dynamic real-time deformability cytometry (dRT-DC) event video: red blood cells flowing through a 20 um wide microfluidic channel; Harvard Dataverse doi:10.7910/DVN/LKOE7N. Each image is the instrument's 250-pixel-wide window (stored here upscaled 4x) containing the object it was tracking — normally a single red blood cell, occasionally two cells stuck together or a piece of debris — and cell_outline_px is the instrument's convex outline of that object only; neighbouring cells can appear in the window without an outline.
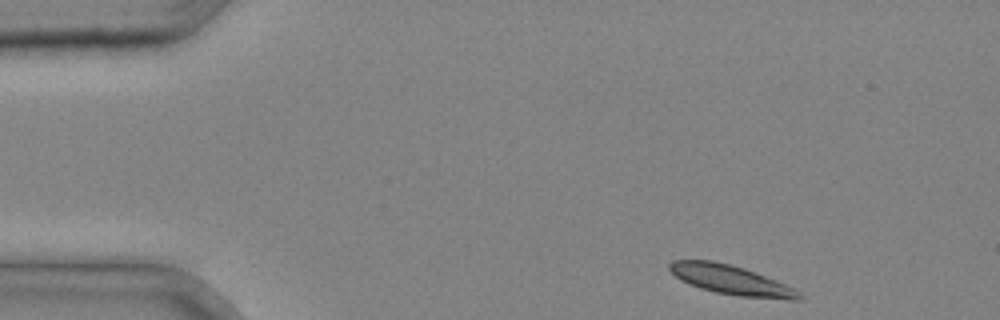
{"species": "common noctule bat (a hibernating species)", "species_latin": "Nyctalus noctula", "temperature_condition": "cold", "stored_images_in_passage": 33, "camera_frame_rate_fps": 3000, "um_per_image_px": 0.085, "animal": {"sex": "male", "body_mass_g": 20.4}, "frame": {"image": 1, "passage_image": 1, "time_ms": 0.0, "image_size_px": [1000, 320], "cell_outline_px": [[804, 296], [800, 300], [788, 300], [740, 296], [716, 292], [700, 288], [688, 284], [680, 280], [668, 268], [668, 264], [672, 260], [712, 260], [744, 268], [756, 272], [776, 280], [800, 292]], "centroid_in_image_um": [62.14, 23.8], "position_along_channel_um": 22.9, "area_um2": 22.2}}
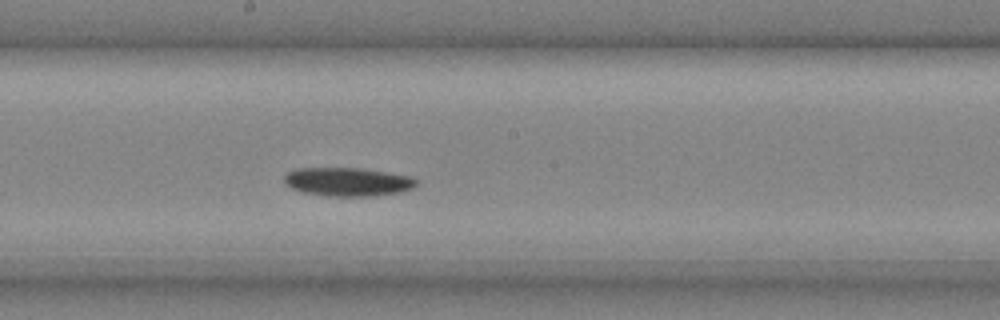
{"frame": {"image": 2, "passage_image": 17, "time_ms": 5.333, "image_size_px": [1000, 320], "cell_outline_px": [[420, 184], [412, 188], [400, 192], [372, 196], [328, 196], [300, 192], [292, 188], [284, 180], [284, 176], [288, 172], [296, 168], [360, 168], [408, 176], [420, 180]], "centroid_in_image_um": [29.57, 15.46], "position_along_channel_um": 218.6, "area_um2": 22.02}}
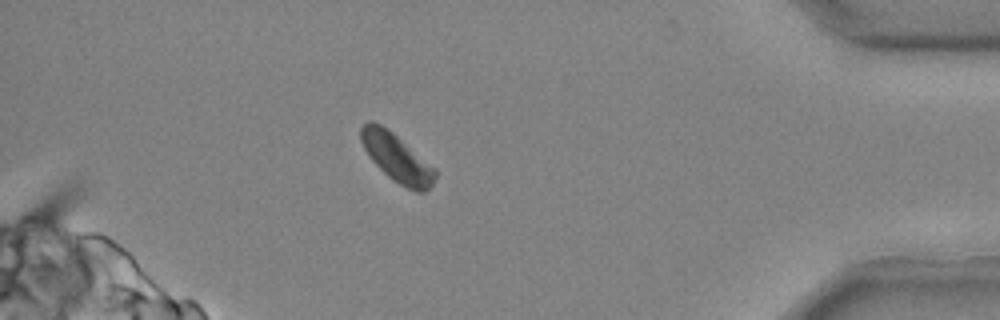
{"frame": {"image": 3, "passage_image": 30, "time_ms": 9.667, "image_size_px": [1000, 320], "cell_outline_px": [[436, 176], [432, 184], [424, 192], [416, 192], [392, 180], [368, 156], [360, 140], [360, 128], [368, 120], [372, 120], [388, 128], [436, 168]], "centroid_in_image_um": [33.72, 13.39], "position_along_channel_um": 401.5, "area_um2": 20.81}}